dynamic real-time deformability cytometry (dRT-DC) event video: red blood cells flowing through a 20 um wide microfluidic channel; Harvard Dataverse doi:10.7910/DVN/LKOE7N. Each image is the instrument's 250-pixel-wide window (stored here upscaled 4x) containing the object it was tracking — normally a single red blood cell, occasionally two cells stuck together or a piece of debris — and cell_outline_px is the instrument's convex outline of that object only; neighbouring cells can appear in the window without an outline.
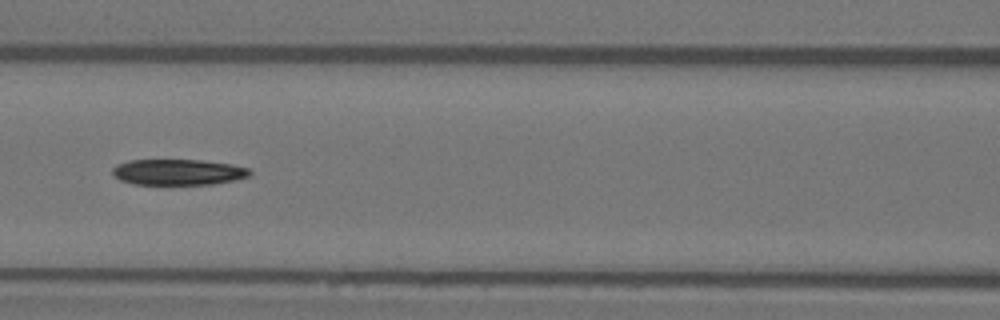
{"species": "Egyptian fruit bat (a non-hibernating species)", "species_latin": "Rousettus aegyptiacus", "temperature_condition": "warm", "stored_images_in_passage": 51, "camera_frame_rate_fps": 3000, "um_per_image_px": 0.085, "animal": {"sex": "female"}, "frame": {"image": 1, "passage_image": 23, "time_ms": 7.333, "image_size_px": [1000, 320], "cell_outline_px": [[252, 172], [248, 176], [232, 180], [212, 184], [132, 184], [120, 180], [112, 176], [112, 168], [116, 164], [128, 160], [200, 160], [232, 164], [248, 168]], "centroid_in_image_um": [15.08, 14.62], "position_along_channel_um": 151.5, "area_um2": 20.69}}
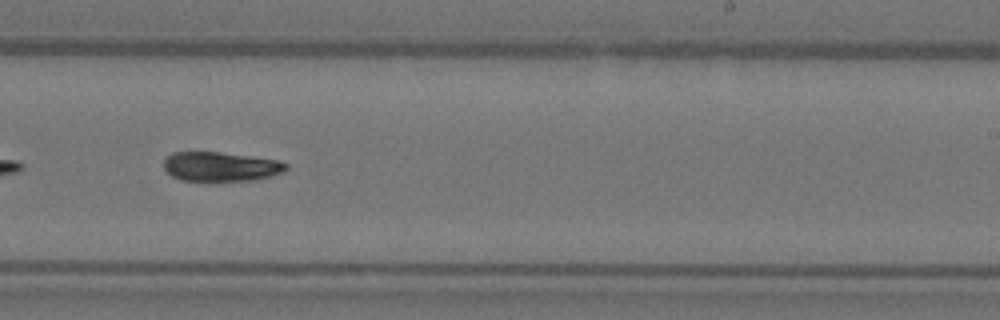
{"frame": {"image": 2, "passage_image": 32, "time_ms": 10.333, "image_size_px": [1000, 320], "cell_outline_px": [[288, 168], [284, 172], [272, 176], [256, 180], [208, 184], [180, 180], [172, 176], [164, 168], [164, 160], [172, 152], [220, 152], [252, 156], [280, 160], [288, 164]], "centroid_in_image_um": [18.78, 14.21], "position_along_channel_um": 270.2, "area_um2": 22.08}}
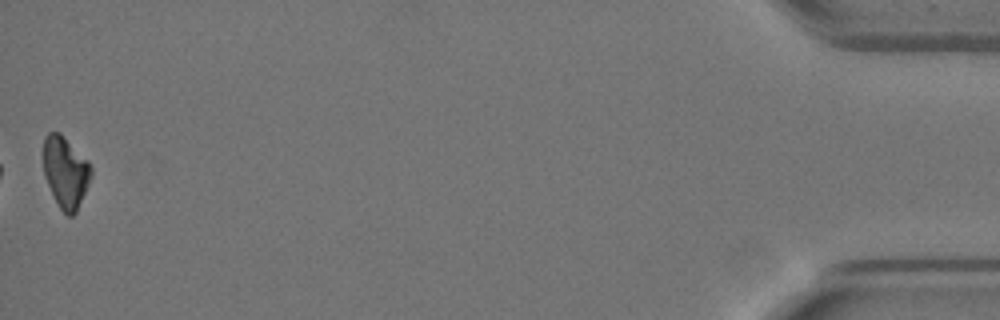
{"frame": {"image": 3, "passage_image": 51, "time_ms": 16.667, "image_size_px": [1000, 320], "cell_outline_px": [[92, 176], [76, 212], [72, 216], [68, 216], [60, 208], [44, 176], [44, 136], [48, 132], [60, 132], [88, 160], [92, 168]], "centroid_in_image_um": [5.58, 14.6], "position_along_channel_um": 429.6, "area_um2": 19.71}, "authors_computed_cell_mechanics": {"area_um2": 22.3108, "velocity_mm_per_s": 3.9768, "shape_relaxation_time_tau1_ms": 7.4104, "shape_relaxation_time_tau2_ms": null, "deformation_change_tau1": 0.2359, "deformation_change_tau2": null}}